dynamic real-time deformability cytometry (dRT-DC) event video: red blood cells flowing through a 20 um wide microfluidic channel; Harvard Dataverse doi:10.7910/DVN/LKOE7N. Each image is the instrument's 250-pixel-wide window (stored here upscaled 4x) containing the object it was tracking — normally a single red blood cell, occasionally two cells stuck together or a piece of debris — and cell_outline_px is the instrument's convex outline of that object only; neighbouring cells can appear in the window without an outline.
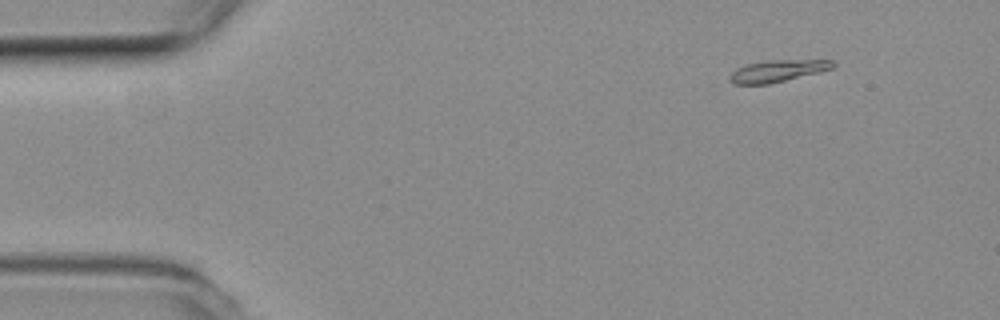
{"species": "common noctule bat (a hibernating species)", "species_latin": "Nyctalus noctula", "temperature_condition": "room temperature", "stored_images_in_passage": 6, "camera_frame_rate_fps": 3000, "um_per_image_px": 0.085, "animal": {"sex": "female", "body_mass_g": 19.3, "forearm_length_mm": 54.1}, "frame": {"image": 1, "passage_image": 2, "time_ms": 0.333, "image_size_px": [1000, 320], "cell_outline_px": [[836, 64], [832, 68], [820, 72], [768, 84], [732, 84], [728, 80], [728, 76], [736, 68], [744, 64], [764, 60], [832, 60]], "centroid_in_image_um": [66.03, 6.02], "position_along_channel_um": 19.0, "area_um2": 13.29}}
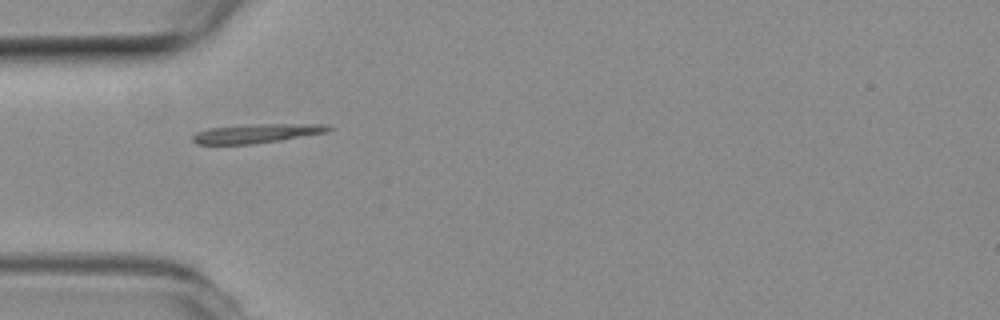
{"frame": {"image": 2, "passage_image": 5, "time_ms": 1.333, "image_size_px": [1000, 320], "cell_outline_px": [[332, 128], [328, 132], [280, 140], [252, 144], [196, 144], [192, 140], [192, 136], [196, 132], [208, 128], [260, 124], [328, 124]], "centroid_in_image_um": [21.82, 11.34], "position_along_channel_um": 63.2, "area_um2": 14.97}}
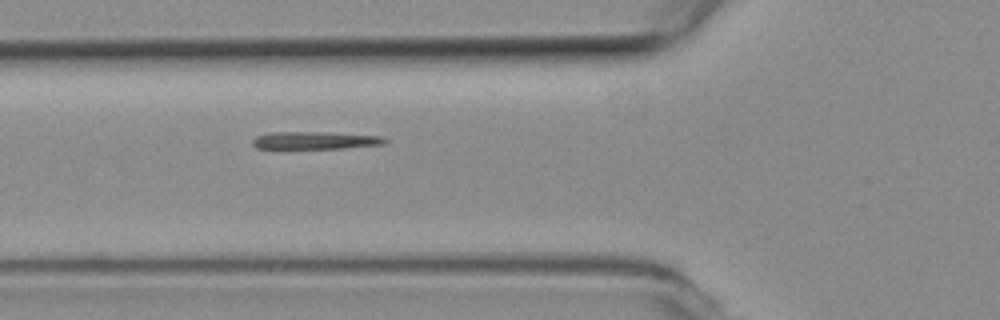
{"frame": {"image": 3, "passage_image": 6, "time_ms": 1.667, "image_size_px": [1000, 320], "cell_outline_px": [[388, 144], [344, 148], [256, 148], [252, 144], [252, 140], [256, 136], [268, 132], [324, 132], [384, 136], [388, 140]], "centroid_in_image_um": [26.84, 11.92], "position_along_channel_um": 99.0, "area_um2": 13.64}}